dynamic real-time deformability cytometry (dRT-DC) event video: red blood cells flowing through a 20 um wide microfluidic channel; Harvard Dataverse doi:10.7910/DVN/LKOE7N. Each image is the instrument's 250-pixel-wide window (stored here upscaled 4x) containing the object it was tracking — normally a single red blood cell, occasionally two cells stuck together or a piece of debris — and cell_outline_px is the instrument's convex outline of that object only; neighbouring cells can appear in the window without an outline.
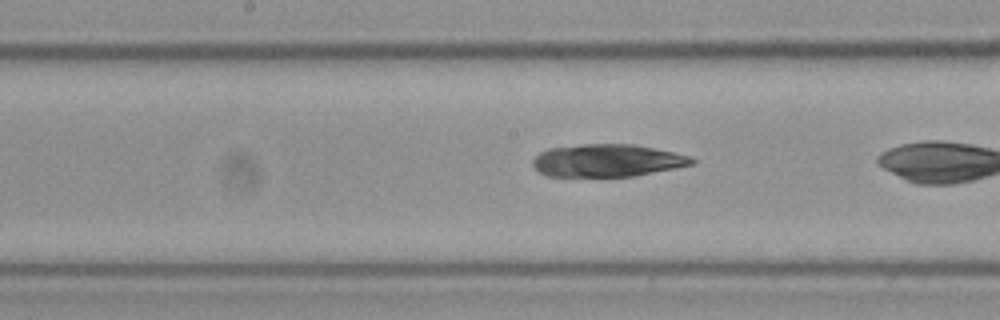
{"species": "Egyptian fruit bat (a non-hibernating species)", "species_latin": "Rousettus aegyptiacus", "temperature_condition": "cold", "stored_images_in_passage": 15, "camera_frame_rate_fps": 3000, "um_per_image_px": 0.085, "frame": {"image": 1, "passage_image": 11, "time_ms": 3.333, "image_size_px": [1000, 320], "cell_outline_px": [[696, 160], [692, 164], [632, 176], [548, 176], [540, 172], [532, 164], [532, 160], [540, 152], [548, 148], [584, 144], [632, 144], [672, 152], [688, 156]], "centroid_in_image_um": [51.55, 13.64], "position_along_channel_um": 196.7, "area_um2": 29.65}}